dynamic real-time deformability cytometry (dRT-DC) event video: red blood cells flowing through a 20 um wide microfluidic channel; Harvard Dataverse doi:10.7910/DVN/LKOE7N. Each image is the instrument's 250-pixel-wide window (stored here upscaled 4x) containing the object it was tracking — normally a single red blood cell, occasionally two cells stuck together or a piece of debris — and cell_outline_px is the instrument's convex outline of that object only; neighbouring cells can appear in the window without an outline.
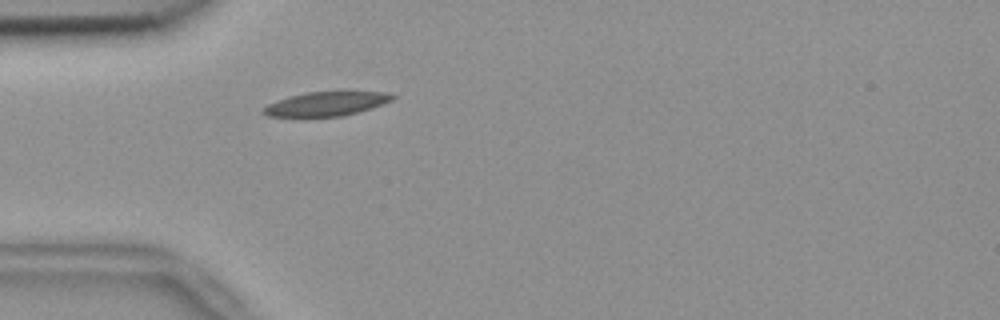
{"species": "common noctule bat (a hibernating species)", "species_latin": "Nyctalus noctula", "temperature_condition": "room temperature", "stored_images_in_passage": 45, "camera_frame_rate_fps": 3000, "um_per_image_px": 0.085, "animal": {"sex": "female", "body_mass_g": 18.4}, "frame": {"image": 1, "passage_image": 7, "time_ms": 2.0, "image_size_px": [1000, 320], "cell_outline_px": [[396, 96], [392, 100], [344, 116], [304, 120], [268, 116], [260, 112], [260, 108], [276, 100], [288, 96], [304, 92], [340, 88], [344, 88], [388, 92]], "centroid_in_image_um": [27.65, 8.81], "position_along_channel_um": 57.3, "area_um2": 20.29}}
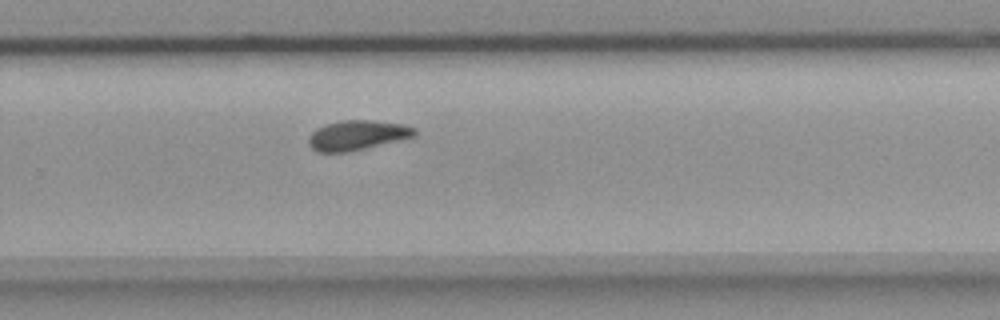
{"frame": {"image": 2, "passage_image": 27, "time_ms": 8.667, "image_size_px": [1000, 320], "cell_outline_px": [[416, 136], [364, 148], [344, 152], [320, 152], [312, 148], [308, 144], [308, 136], [316, 128], [328, 124], [344, 120], [372, 120], [404, 124], [416, 128]], "centroid_in_image_um": [30.37, 11.48], "position_along_channel_um": 299.4, "area_um2": 18.21}}
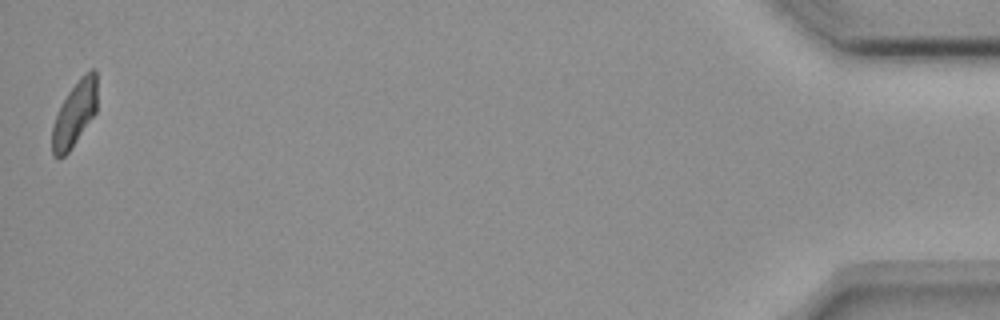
{"frame": {"image": 3, "passage_image": 45, "time_ms": 14.667, "image_size_px": [1000, 320], "cell_outline_px": [[96, 112], [68, 152], [64, 156], [52, 156], [52, 128], [60, 104], [68, 92], [84, 72], [92, 68], [96, 68]], "centroid_in_image_um": [6.34, 9.63], "position_along_channel_um": 428.9, "area_um2": 16.82}, "authors_computed_cell_mechanics": {"area_um2": 18.4382, "velocity_mm_per_s": 3.7115, "shape_relaxation_time_tau1_ms": 9.8549, "shape_relaxation_time_tau2_ms": 6.5806, "deformation_change_tau1": 0.1958, "deformation_change_tau2": 0.1033}}